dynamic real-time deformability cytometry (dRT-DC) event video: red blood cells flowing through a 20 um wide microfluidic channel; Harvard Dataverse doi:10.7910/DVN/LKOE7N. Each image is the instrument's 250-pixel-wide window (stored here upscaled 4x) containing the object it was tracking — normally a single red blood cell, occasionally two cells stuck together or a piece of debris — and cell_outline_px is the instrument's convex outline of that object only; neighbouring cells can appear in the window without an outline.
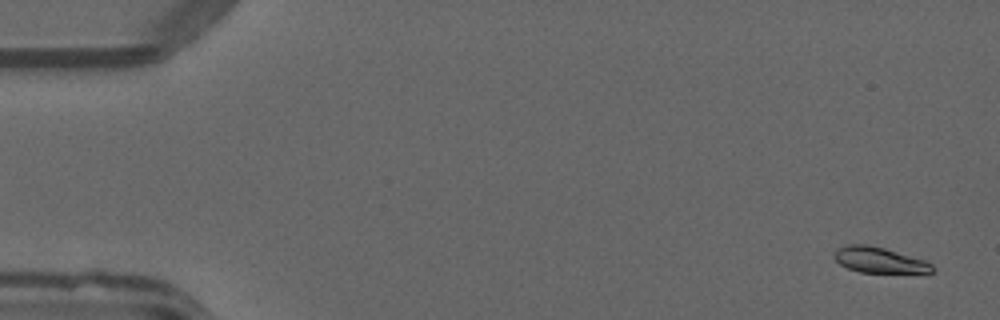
{"species": "common noctule bat (a hibernating species)", "species_latin": "Nyctalus noctula", "temperature_condition": "warm", "stored_images_in_passage": 51, "camera_frame_rate_fps": 3000, "um_per_image_px": 0.085, "animal": {"sex": "male", "forearm_length_mm": 52.5}, "frame": {"image": 1, "passage_image": 3, "time_ms": 0.667, "image_size_px": [1000, 320], "cell_outline_px": [[936, 268], [932, 272], [860, 272], [848, 268], [840, 264], [832, 256], [836, 248], [848, 244], [868, 244], [884, 248], [924, 260], [932, 264]], "centroid_in_image_um": [74.69, 22.09], "position_along_channel_um": 10.3, "area_um2": 14.57}}
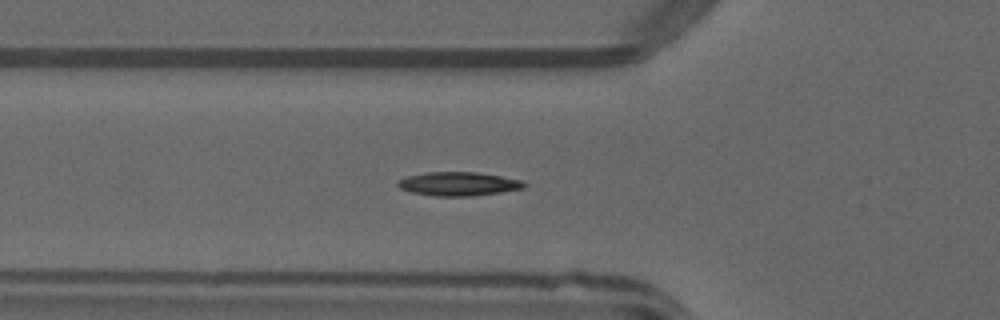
{"frame": {"image": 2, "passage_image": 19, "time_ms": 6.0, "image_size_px": [1000, 320], "cell_outline_px": [[528, 184], [524, 188], [500, 192], [468, 196], [436, 196], [412, 192], [400, 188], [396, 184], [396, 180], [408, 176], [428, 172], [476, 172], [524, 180]], "centroid_in_image_um": [38.98, 15.62], "position_along_channel_um": 86.8, "area_um2": 17.46}}
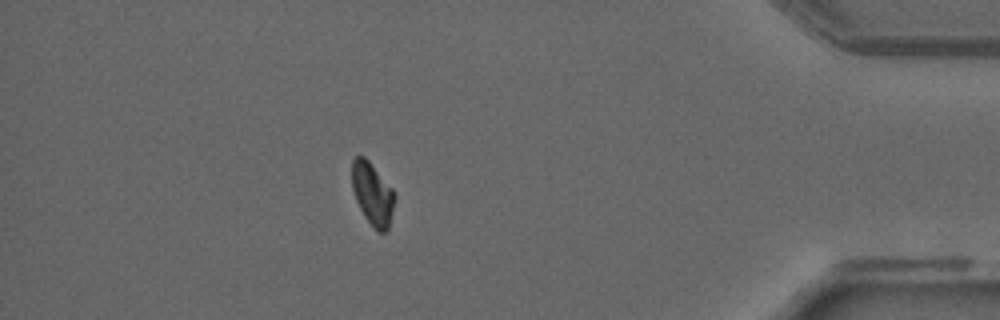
{"frame": {"image": 3, "passage_image": 46, "time_ms": 15.0, "image_size_px": [1000, 320], "cell_outline_px": [[396, 196], [388, 228], [384, 232], [376, 232], [364, 216], [356, 200], [352, 188], [352, 160], [356, 156], [364, 156], [368, 160], [392, 188]], "centroid_in_image_um": [31.66, 16.48], "position_along_channel_um": 403.5, "area_um2": 15.49}}